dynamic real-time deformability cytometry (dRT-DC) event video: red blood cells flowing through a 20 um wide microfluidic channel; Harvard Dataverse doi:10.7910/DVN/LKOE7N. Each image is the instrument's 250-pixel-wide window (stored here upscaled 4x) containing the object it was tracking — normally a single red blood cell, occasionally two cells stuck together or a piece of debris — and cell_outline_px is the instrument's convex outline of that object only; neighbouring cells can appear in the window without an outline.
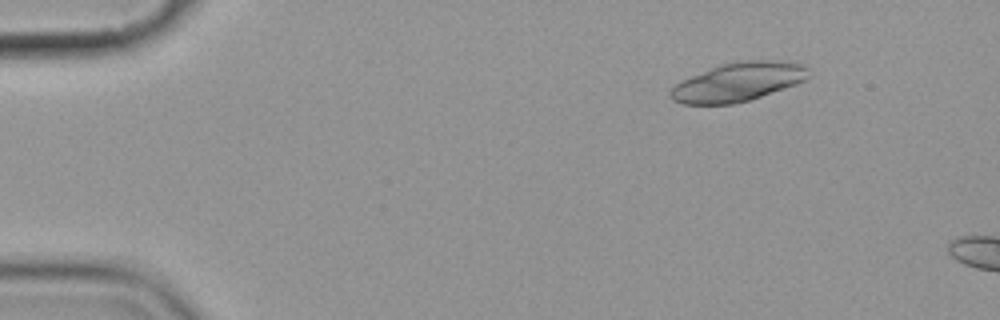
{"species": "common noctule bat (a hibernating species)", "species_latin": "Nyctalus noctula", "temperature_condition": "cold", "stored_images_in_passage": 4, "camera_frame_rate_fps": 3000, "um_per_image_px": 0.085, "animal": {"sex": "female", "body_mass_g": 19.9}, "frame": {"image": 1, "passage_image": 2, "time_ms": 1.333, "image_size_px": [1000, 320], "cell_outline_px": [[808, 76], [804, 80], [760, 96], [748, 100], [732, 104], [684, 104], [672, 100], [668, 96], [668, 92], [680, 80], [712, 68], [724, 64], [740, 60], [768, 60], [804, 64], [808, 68]], "centroid_in_image_um": [62.68, 6.97], "position_along_channel_um": 22.3, "area_um2": 30.63}}